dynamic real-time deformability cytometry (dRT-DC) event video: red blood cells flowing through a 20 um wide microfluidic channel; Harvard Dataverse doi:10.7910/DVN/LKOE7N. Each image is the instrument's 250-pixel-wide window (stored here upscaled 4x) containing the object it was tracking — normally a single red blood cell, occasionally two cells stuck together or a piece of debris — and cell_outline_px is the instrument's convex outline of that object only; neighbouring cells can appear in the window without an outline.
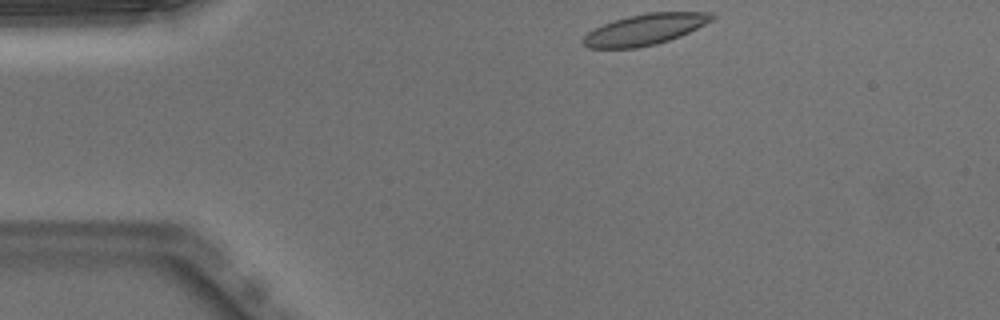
{"species": "Egyptian fruit bat (a non-hibernating species)", "species_latin": "Rousettus aegyptiacus", "temperature_condition": "warm", "stored_images_in_passage": 42, "camera_frame_rate_fps": 3000, "um_per_image_px": 0.085, "animal": {"sex": "male"}, "frame": {"image": 1, "passage_image": 1, "time_ms": 0.0, "image_size_px": [1000, 320], "cell_outline_px": [[716, 16], [712, 20], [680, 36], [656, 44], [636, 48], [588, 48], [580, 44], [580, 40], [588, 32], [604, 24], [628, 16], [648, 12], [712, 12]], "centroid_in_image_um": [54.79, 2.51], "position_along_channel_um": 30.2, "area_um2": 23.12}}
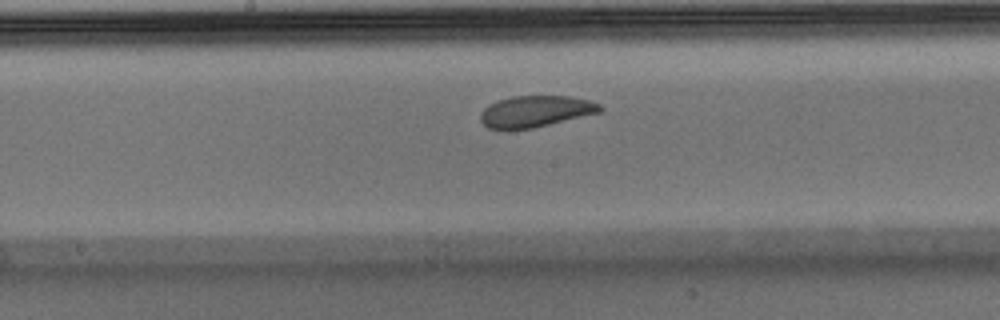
{"frame": {"image": 2, "passage_image": 18, "time_ms": 5.667, "image_size_px": [1000, 320], "cell_outline_px": [[604, 108], [600, 112], [532, 128], [488, 128], [480, 120], [480, 112], [488, 104], [496, 100], [512, 96], [568, 96], [588, 100], [600, 104]], "centroid_in_image_um": [45.5, 9.44], "position_along_channel_um": 202.7, "area_um2": 21.62}}
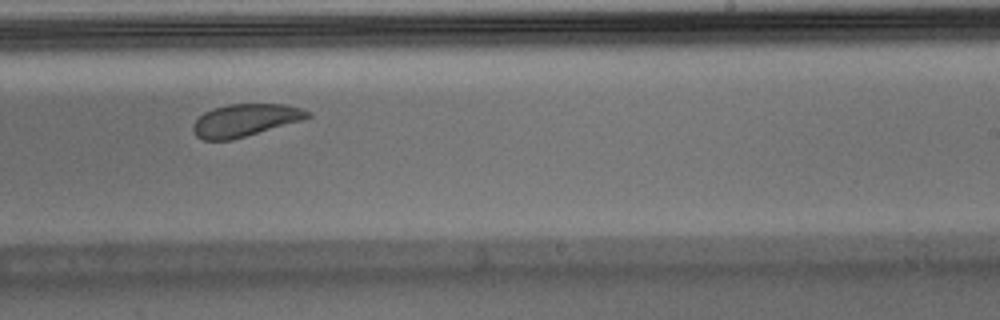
{"frame": {"image": 3, "passage_image": 23, "time_ms": 7.333, "image_size_px": [1000, 320], "cell_outline_px": [[312, 116], [304, 120], [232, 140], [204, 140], [196, 136], [192, 128], [192, 124], [204, 112], [212, 108], [228, 104], [284, 104], [304, 108], [312, 112]], "centroid_in_image_um": [20.88, 10.21], "position_along_channel_um": 268.1, "area_um2": 21.96}, "authors_computed_cell_mechanics": {"area_um2": 23.2356, "velocity_mm_per_s": 3.9392, "shape_relaxation_time_tau1_ms": 3.5514, "shape_relaxation_time_tau2_ms": 3.0387, "deformation_change_tau1": 0.1038, "deformation_change_tau2": 0.0886}}